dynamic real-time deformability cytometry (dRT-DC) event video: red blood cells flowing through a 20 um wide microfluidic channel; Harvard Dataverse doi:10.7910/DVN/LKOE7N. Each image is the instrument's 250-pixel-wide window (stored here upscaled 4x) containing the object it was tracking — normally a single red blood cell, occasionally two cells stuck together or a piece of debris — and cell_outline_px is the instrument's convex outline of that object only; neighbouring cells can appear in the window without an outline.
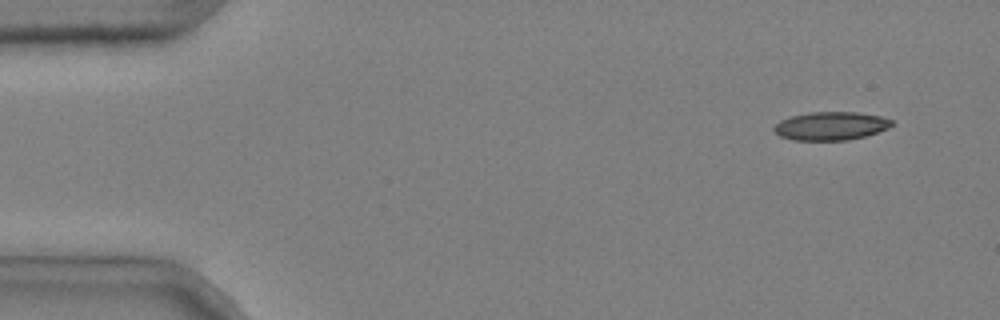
{"species": "common noctule bat (a hibernating species)", "species_latin": "Nyctalus noctula", "temperature_condition": "cold", "stored_images_in_passage": 4, "camera_frame_rate_fps": 3000, "um_per_image_px": 0.085, "animal": {"sex": "male", "body_mass_g": 20.4}, "frame": {"image": 1, "passage_image": 1, "time_ms": 0.0, "image_size_px": [1000, 320], "cell_outline_px": [[892, 124], [888, 128], [864, 136], [848, 140], [792, 140], [780, 136], [772, 128], [780, 120], [792, 116], [808, 112], [856, 112], [880, 116], [892, 120]], "centroid_in_image_um": [70.59, 10.7], "position_along_channel_um": 14.4, "area_um2": 19.31}}
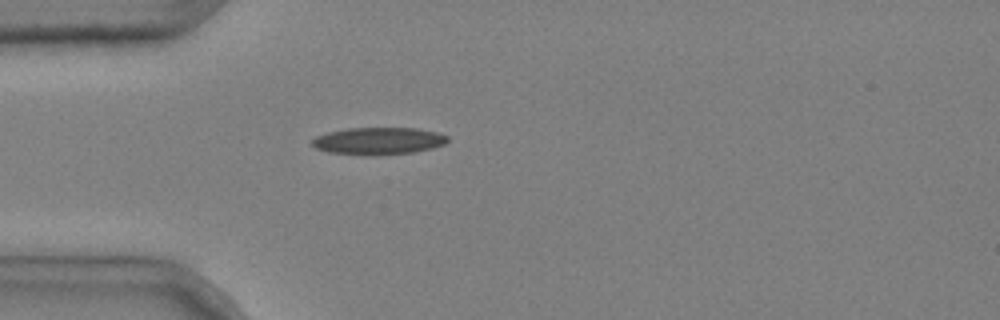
{"frame": {"image": 2, "passage_image": 4, "time_ms": 1.0, "image_size_px": [1000, 320], "cell_outline_px": [[448, 140], [444, 144], [432, 148], [416, 152], [328, 152], [316, 148], [312, 144], [312, 140], [316, 136], [328, 132], [348, 128], [416, 128], [436, 132], [448, 136]], "centroid_in_image_um": [32.21, 11.92], "position_along_channel_um": 52.8, "area_um2": 20.29}}